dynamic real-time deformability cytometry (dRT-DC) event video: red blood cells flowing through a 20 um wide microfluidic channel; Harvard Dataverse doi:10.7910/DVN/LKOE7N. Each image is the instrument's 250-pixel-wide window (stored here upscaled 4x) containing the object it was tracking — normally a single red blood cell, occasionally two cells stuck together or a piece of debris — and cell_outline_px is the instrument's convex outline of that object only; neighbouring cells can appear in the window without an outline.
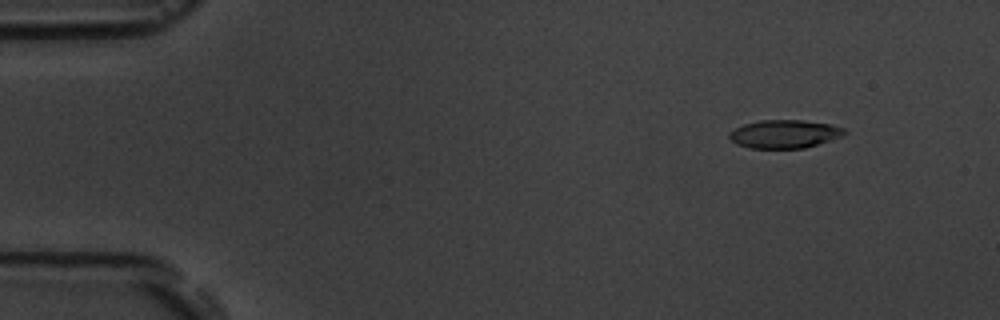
{"species": "common noctule bat (a hibernating species)", "species_latin": "Nyctalus noctula", "temperature_condition": "room temperature", "stored_images_in_passage": 5, "camera_frame_rate_fps": 3000, "um_per_image_px": 0.085, "animal": {"sex": "male", "body_mass_g": 19.5, "forearm_length_mm": 54.6}, "frame": {"image": 1, "passage_image": 2, "time_ms": 1.0, "image_size_px": [1000, 320], "cell_outline_px": [[848, 132], [840, 136], [804, 148], [748, 148], [736, 144], [728, 136], [728, 132], [744, 124], [760, 120], [804, 120], [832, 124], [844, 128]], "centroid_in_image_um": [66.65, 11.38], "position_along_channel_um": 18.3, "area_um2": 18.9}}